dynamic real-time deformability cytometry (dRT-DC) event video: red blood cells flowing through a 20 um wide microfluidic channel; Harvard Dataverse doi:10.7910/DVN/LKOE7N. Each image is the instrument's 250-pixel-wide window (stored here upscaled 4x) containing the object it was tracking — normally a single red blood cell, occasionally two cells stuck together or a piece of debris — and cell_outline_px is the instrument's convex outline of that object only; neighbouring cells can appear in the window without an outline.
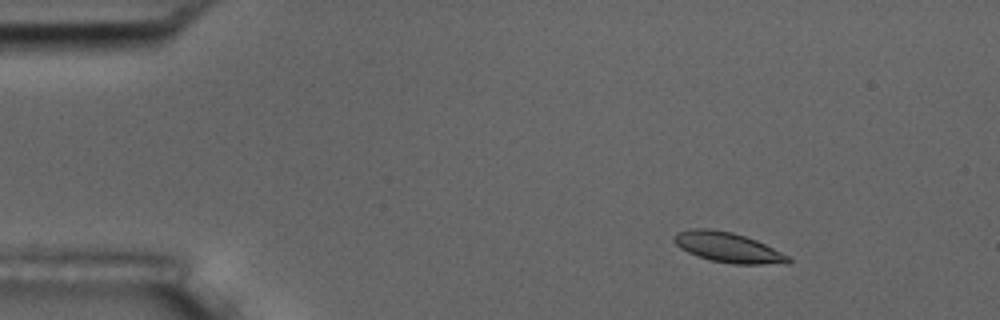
{"species": "common noctule bat (a hibernating species)", "species_latin": "Nyctalus noctula", "temperature_condition": "room temperature", "stored_images_in_passage": 4, "camera_frame_rate_fps": 3000, "um_per_image_px": 0.085, "animal": {"sex": "male", "body_mass_g": 17.5, "forearm_length_mm": 52.3}, "frame": {"image": 1, "passage_image": 2, "time_ms": 1.0, "image_size_px": [1000, 320], "cell_outline_px": [[792, 260], [788, 264], [732, 264], [708, 260], [696, 256], [680, 248], [672, 240], [680, 232], [692, 228], [708, 228], [732, 232], [756, 240], [792, 256]], "centroid_in_image_um": [61.93, 21.05], "position_along_channel_um": 23.1, "area_um2": 20.17}}